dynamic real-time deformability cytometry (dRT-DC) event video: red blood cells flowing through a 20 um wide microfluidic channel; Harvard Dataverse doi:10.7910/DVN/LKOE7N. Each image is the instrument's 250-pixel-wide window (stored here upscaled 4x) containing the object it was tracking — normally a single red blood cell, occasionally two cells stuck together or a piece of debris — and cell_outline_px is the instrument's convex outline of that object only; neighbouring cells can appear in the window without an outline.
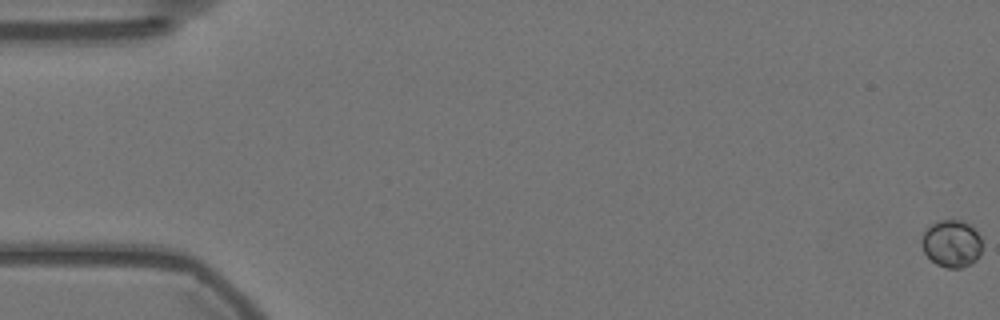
{"species": "Egyptian fruit bat (a non-hibernating species)", "species_latin": "Rousettus aegyptiacus", "temperature_condition": "warm", "stored_images_in_passage": 59, "camera_frame_rate_fps": 3000, "um_per_image_px": 0.085, "animal": {"sex": "female"}, "frame": {"image": 1, "passage_image": 1, "time_ms": 0.0, "image_size_px": [1000, 320], "cell_outline_px": [[980, 256], [972, 264], [960, 268], [948, 268], [936, 264], [924, 252], [920, 244], [920, 240], [924, 232], [932, 224], [940, 220], [964, 220], [972, 224], [980, 236]], "centroid_in_image_um": [80.89, 20.7], "position_along_channel_um": 4.1, "area_um2": 16.82}}
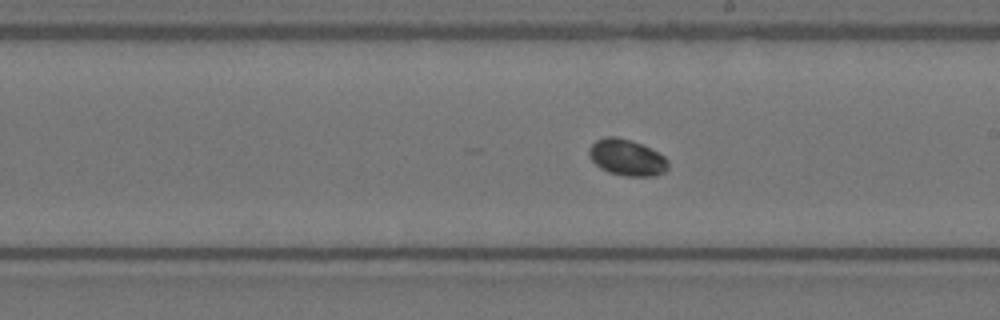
{"frame": {"image": 2, "passage_image": 34, "time_ms": 11.0, "image_size_px": [1000, 320], "cell_outline_px": [[668, 168], [664, 172], [656, 176], [624, 176], [608, 172], [600, 168], [588, 156], [588, 148], [596, 140], [604, 136], [616, 136], [640, 144], [664, 156], [668, 160]], "centroid_in_image_um": [53.25, 13.4], "position_along_channel_um": 235.7, "area_um2": 16.7}}
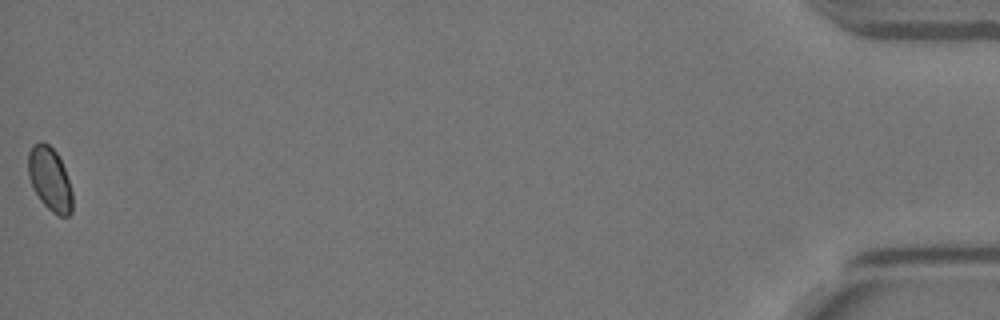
{"frame": {"image": 3, "passage_image": 59, "time_ms": 19.333, "image_size_px": [1000, 320], "cell_outline_px": [[72, 212], [68, 216], [60, 216], [52, 212], [40, 200], [28, 176], [28, 152], [32, 144], [40, 140], [48, 144], [56, 152], [64, 168], [72, 192]], "centroid_in_image_um": [4.22, 15.2], "position_along_channel_um": 431.0, "area_um2": 16.3}, "authors_computed_cell_mechanics": {"area_um2": 16.184, "velocity_mm_per_s": 3.5373, "shape_relaxation_time_tau1_ms": 1.2439, "shape_relaxation_time_tau2_ms": null, "deformation_change_tau1": null, "deformation_change_tau2": null}}